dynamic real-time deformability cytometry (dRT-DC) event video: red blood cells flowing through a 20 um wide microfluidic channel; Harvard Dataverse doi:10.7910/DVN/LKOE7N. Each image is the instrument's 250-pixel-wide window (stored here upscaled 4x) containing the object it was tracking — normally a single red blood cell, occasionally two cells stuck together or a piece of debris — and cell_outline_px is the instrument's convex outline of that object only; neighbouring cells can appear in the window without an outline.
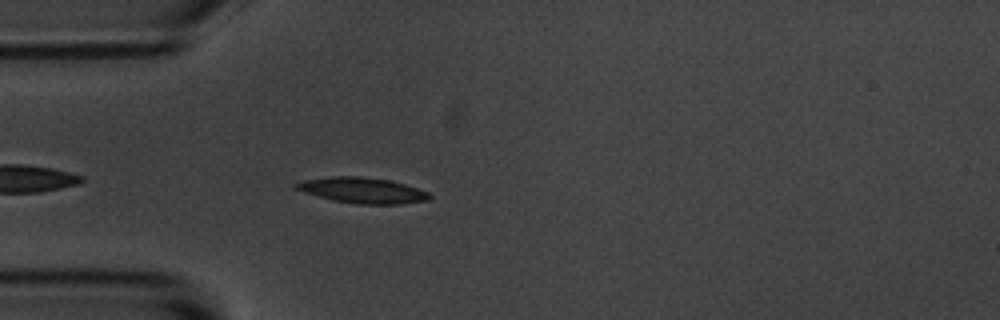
{"species": "common noctule bat (a hibernating species)", "species_latin": "Nyctalus noctula", "temperature_condition": "room temperature", "stored_images_in_passage": 19, "camera_frame_rate_fps": 3000, "um_per_image_px": 0.085, "animal": {"sex": "male", "body_mass_g": 20.1, "forearm_length_mm": 53.5}, "frame": {"image": 1, "passage_image": 4, "time_ms": 1.0, "image_size_px": [1000, 320], "cell_outline_px": [[432, 196], [428, 200], [400, 204], [360, 204], [332, 200], [304, 192], [296, 188], [292, 184], [304, 180], [332, 176], [360, 176], [388, 180], [404, 184], [428, 192]], "centroid_in_image_um": [30.8, 16.18], "position_along_channel_um": 54.2, "area_um2": 19.77}}
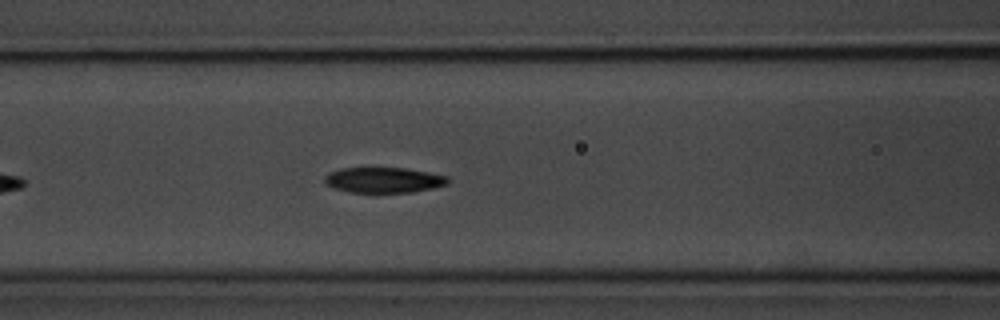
{"frame": {"image": 2, "passage_image": 11, "time_ms": 3.333, "image_size_px": [1000, 320], "cell_outline_px": [[448, 184], [432, 188], [412, 192], [348, 192], [336, 188], [328, 184], [324, 180], [324, 176], [328, 172], [340, 168], [404, 168], [428, 172], [448, 176]], "centroid_in_image_um": [32.61, 15.29], "position_along_channel_um": 134.0, "area_um2": 18.15}}
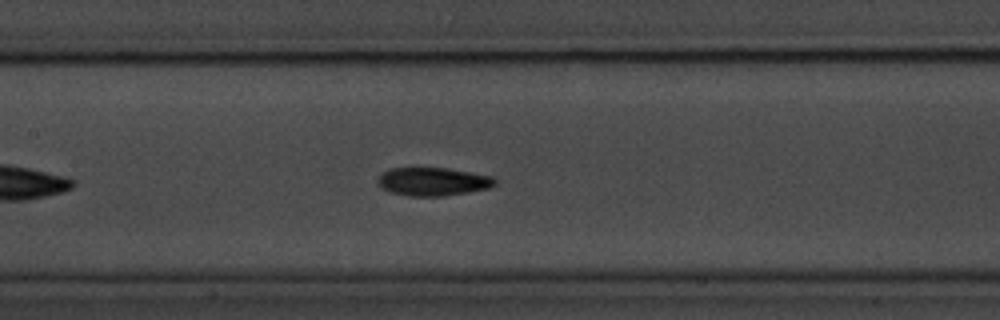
{"frame": {"image": 3, "passage_image": 14, "time_ms": 4.333, "image_size_px": [1000, 320], "cell_outline_px": [[496, 184], [488, 188], [468, 192], [444, 196], [408, 196], [392, 192], [380, 188], [376, 184], [376, 180], [380, 172], [388, 168], [444, 168], [492, 176], [496, 180]], "centroid_in_image_um": [36.72, 15.43], "position_along_channel_um": 170.7, "area_um2": 19.42}}